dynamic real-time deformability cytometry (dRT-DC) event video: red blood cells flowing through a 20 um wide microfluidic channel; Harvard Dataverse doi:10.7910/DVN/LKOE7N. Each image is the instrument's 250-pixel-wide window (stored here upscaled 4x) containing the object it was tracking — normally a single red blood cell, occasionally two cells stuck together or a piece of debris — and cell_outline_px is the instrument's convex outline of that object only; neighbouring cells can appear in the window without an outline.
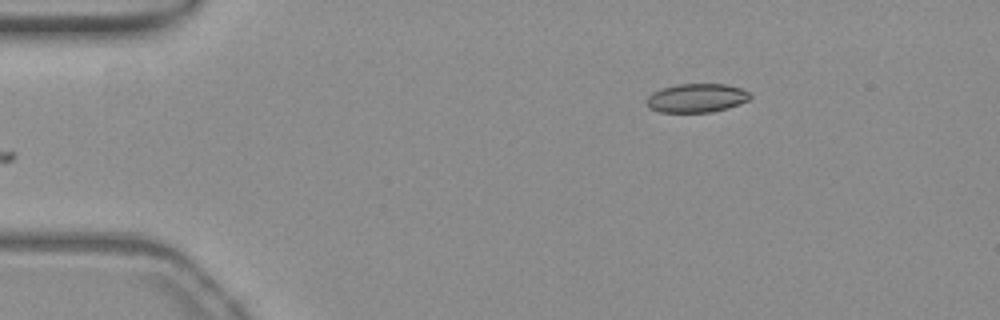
{"species": "common noctule bat (a hibernating species)", "species_latin": "Nyctalus noctula", "temperature_condition": "warm", "stored_images_in_passage": 38, "camera_frame_rate_fps": 3000, "um_per_image_px": 0.085, "animal": {"sex": "female", "body_mass_g": 19.3, "forearm_length_mm": 54.1}, "frame": {"image": 1, "passage_image": 1, "time_ms": 0.0, "image_size_px": [1000, 320], "cell_outline_px": [[752, 96], [748, 100], [740, 104], [728, 108], [712, 112], [660, 112], [648, 108], [644, 100], [652, 92], [660, 88], [676, 84], [724, 84], [740, 88], [752, 92]], "centroid_in_image_um": [59.19, 8.33], "position_along_channel_um": 25.8, "area_um2": 17.69}}
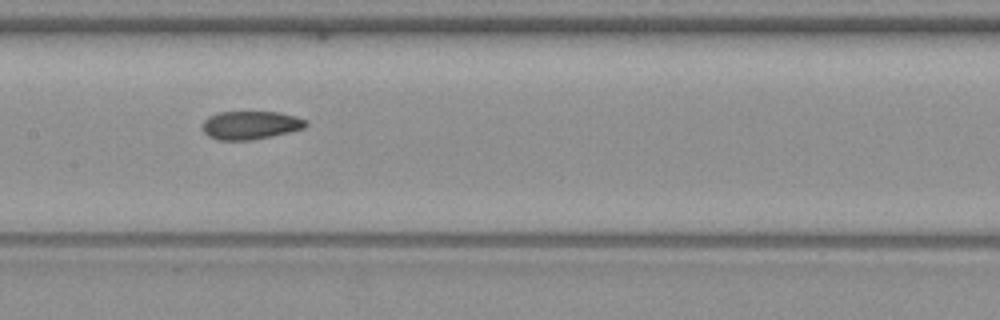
{"frame": {"image": 2, "passage_image": 19, "time_ms": 6.0, "image_size_px": [1000, 320], "cell_outline_px": [[308, 124], [304, 128], [288, 132], [252, 140], [216, 140], [208, 136], [204, 132], [204, 120], [208, 116], [216, 112], [276, 112], [296, 116], [308, 120]], "centroid_in_image_um": [21.29, 10.63], "position_along_channel_um": 186.1, "area_um2": 17.05}}
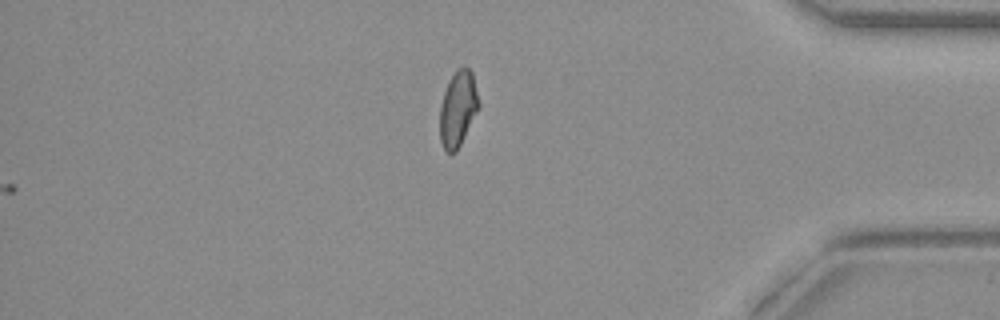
{"frame": {"image": 3, "passage_image": 38, "time_ms": 12.333, "image_size_px": [1000, 320], "cell_outline_px": [[480, 108], [456, 152], [444, 152], [440, 140], [440, 104], [448, 80], [456, 68], [464, 64], [472, 72], [480, 104]], "centroid_in_image_um": [38.92, 9.21], "position_along_channel_um": 396.3, "area_um2": 17.51}, "authors_computed_cell_mechanics": {"area_um2": 17.6868, "velocity_mm_per_s": 3.8314, "shape_relaxation_time_tau1_ms": null, "shape_relaxation_time_tau2_ms": 1.9492, "deformation_change_tau1": null, "deformation_change_tau2": 0.0671}}